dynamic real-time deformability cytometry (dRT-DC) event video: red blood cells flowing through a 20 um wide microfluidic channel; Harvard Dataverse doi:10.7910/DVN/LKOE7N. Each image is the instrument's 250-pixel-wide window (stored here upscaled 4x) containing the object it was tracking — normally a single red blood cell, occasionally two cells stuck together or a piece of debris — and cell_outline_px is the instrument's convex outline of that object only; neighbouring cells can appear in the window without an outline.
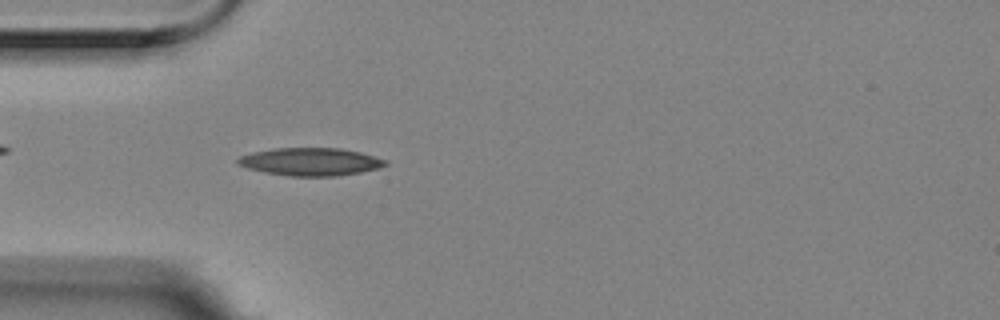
{"species": "Egyptian fruit bat (a non-hibernating species)", "species_latin": "Rousettus aegyptiacus", "temperature_condition": "room temperature", "stored_images_in_passage": 5, "camera_frame_rate_fps": 3000, "um_per_image_px": 0.085, "animal": {"sex": "female"}, "frame": {"image": 1, "passage_image": 5, "time_ms": 1.333, "image_size_px": [1000, 320], "cell_outline_px": [[388, 164], [376, 168], [360, 172], [336, 176], [288, 176], [264, 172], [248, 168], [236, 164], [236, 160], [240, 156], [252, 152], [272, 148], [340, 148], [360, 152], [388, 160]], "centroid_in_image_um": [26.36, 13.74], "position_along_channel_um": 58.6, "area_um2": 23.93}}